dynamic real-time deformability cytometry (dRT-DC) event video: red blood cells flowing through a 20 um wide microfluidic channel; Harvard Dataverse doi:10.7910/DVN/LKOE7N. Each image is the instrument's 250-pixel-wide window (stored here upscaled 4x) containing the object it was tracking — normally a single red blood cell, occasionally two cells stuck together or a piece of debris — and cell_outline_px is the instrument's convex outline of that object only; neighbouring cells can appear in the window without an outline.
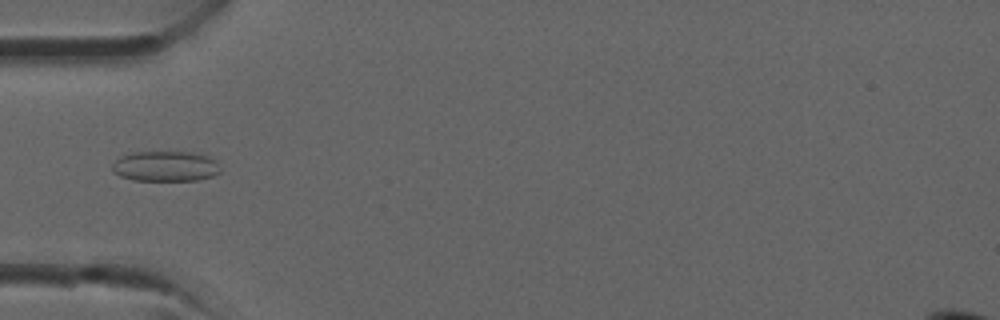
{"species": "common noctule bat (a hibernating species)", "species_latin": "Nyctalus noctula", "temperature_condition": "room temperature", "stored_images_in_passage": 26, "camera_frame_rate_fps": 3000, "um_per_image_px": 0.085, "animal": {"sex": "male", "forearm_length_mm": 52.5}, "frame": {"image": 1, "passage_image": 1, "time_ms": 0.0, "image_size_px": [1000, 320], "cell_outline_px": [[220, 172], [212, 176], [196, 180], [132, 180], [120, 176], [112, 168], [112, 164], [120, 156], [132, 152], [200, 152], [216, 160], [220, 168]], "centroid_in_image_um": [14.09, 14.12], "position_along_channel_um": 70.9, "area_um2": 19.19}}
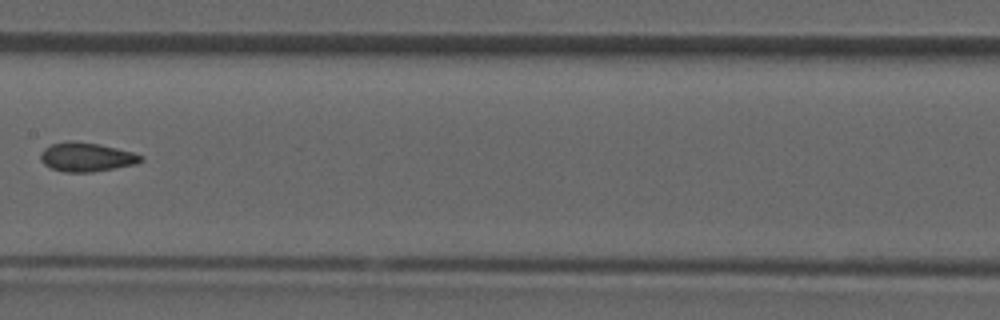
{"frame": {"image": 2, "passage_image": 8, "time_ms": 2.333, "image_size_px": [1000, 320], "cell_outline_px": [[144, 160], [136, 164], [92, 172], [64, 172], [52, 168], [44, 164], [40, 160], [40, 152], [44, 148], [52, 144], [68, 140], [72, 140], [96, 144], [116, 148], [132, 152], [144, 156]], "centroid_in_image_um": [7.33, 13.35], "position_along_channel_um": 200.1, "area_um2": 16.94}}
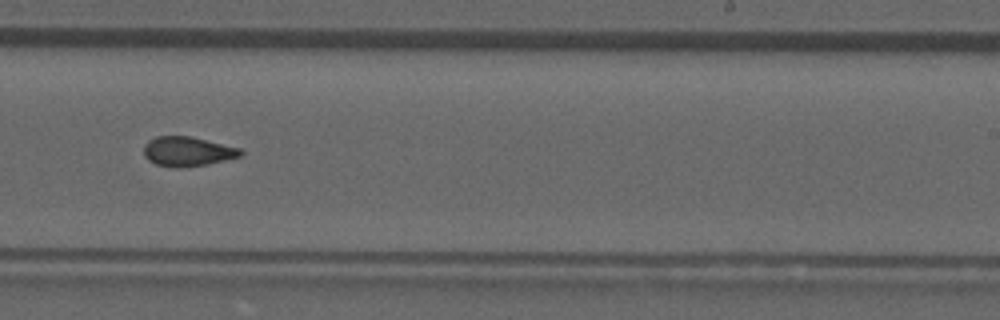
{"frame": {"image": 3, "passage_image": 12, "time_ms": 3.667, "image_size_px": [1000, 320], "cell_outline_px": [[244, 152], [240, 156], [208, 164], [180, 168], [176, 168], [156, 164], [148, 160], [144, 156], [144, 144], [148, 140], [156, 136], [188, 136], [240, 148]], "centroid_in_image_um": [15.9, 12.88], "position_along_channel_um": 273.1, "area_um2": 16.59}}